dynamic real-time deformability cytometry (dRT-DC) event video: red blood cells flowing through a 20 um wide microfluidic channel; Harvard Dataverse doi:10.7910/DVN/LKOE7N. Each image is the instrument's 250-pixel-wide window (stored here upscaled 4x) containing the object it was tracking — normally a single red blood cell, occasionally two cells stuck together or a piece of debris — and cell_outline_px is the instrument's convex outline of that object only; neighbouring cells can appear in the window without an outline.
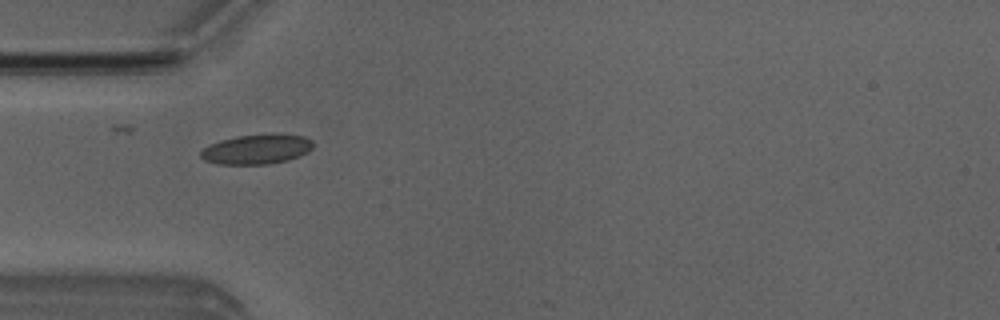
{"species": "Egyptian fruit bat (a non-hibernating species)", "species_latin": "Rousettus aegyptiacus", "temperature_condition": "room temperature", "stored_images_in_passage": 7, "camera_frame_rate_fps": 3000, "um_per_image_px": 0.085, "animal": {"sex": "male"}, "frame": {"image": 1, "passage_image": 5, "time_ms": 4.667, "image_size_px": [1000, 320], "cell_outline_px": [[312, 148], [308, 152], [300, 156], [288, 160], [268, 164], [220, 164], [204, 160], [200, 156], [200, 152], [208, 144], [220, 140], [236, 136], [272, 132], [284, 132], [304, 136], [312, 140]], "centroid_in_image_um": [21.85, 12.65], "position_along_channel_um": 63.1, "area_um2": 20.06}}